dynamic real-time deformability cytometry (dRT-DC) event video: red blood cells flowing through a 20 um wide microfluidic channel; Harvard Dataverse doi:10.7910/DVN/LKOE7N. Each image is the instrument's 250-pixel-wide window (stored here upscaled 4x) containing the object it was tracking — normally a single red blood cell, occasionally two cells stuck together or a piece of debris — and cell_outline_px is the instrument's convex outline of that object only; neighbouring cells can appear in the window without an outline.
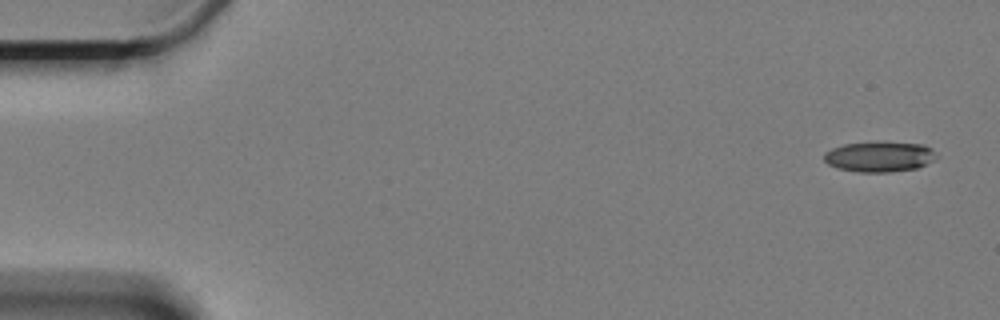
{"species": "Egyptian fruit bat (a non-hibernating species)", "species_latin": "Rousettus aegyptiacus", "temperature_condition": "cold", "stored_images_in_passage": 16, "camera_frame_rate_fps": 3000, "um_per_image_px": 0.085, "animal": {"sex": "female"}, "frame": {"image": 1, "passage_image": 1, "time_ms": 0.0, "image_size_px": [1000, 320], "cell_outline_px": [[936, 160], [916, 168], [892, 172], [860, 172], [836, 168], [828, 164], [824, 160], [824, 152], [832, 148], [844, 144], [924, 144], [932, 148], [936, 152]], "centroid_in_image_um": [74.76, 13.36], "position_along_channel_um": 10.2, "area_um2": 19.36}}
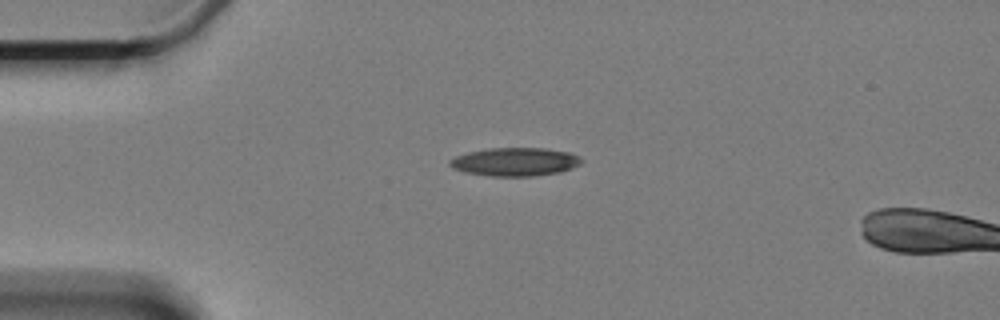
{"frame": {"image": 2, "passage_image": 13, "time_ms": 4.0, "image_size_px": [1000, 320], "cell_outline_px": [[584, 160], [580, 164], [572, 168], [560, 172], [532, 176], [492, 176], [468, 172], [452, 168], [448, 164], [448, 160], [456, 156], [468, 152], [488, 148], [544, 148], [568, 152]], "centroid_in_image_um": [43.77, 13.75], "position_along_channel_um": 41.2, "area_um2": 21.62}}